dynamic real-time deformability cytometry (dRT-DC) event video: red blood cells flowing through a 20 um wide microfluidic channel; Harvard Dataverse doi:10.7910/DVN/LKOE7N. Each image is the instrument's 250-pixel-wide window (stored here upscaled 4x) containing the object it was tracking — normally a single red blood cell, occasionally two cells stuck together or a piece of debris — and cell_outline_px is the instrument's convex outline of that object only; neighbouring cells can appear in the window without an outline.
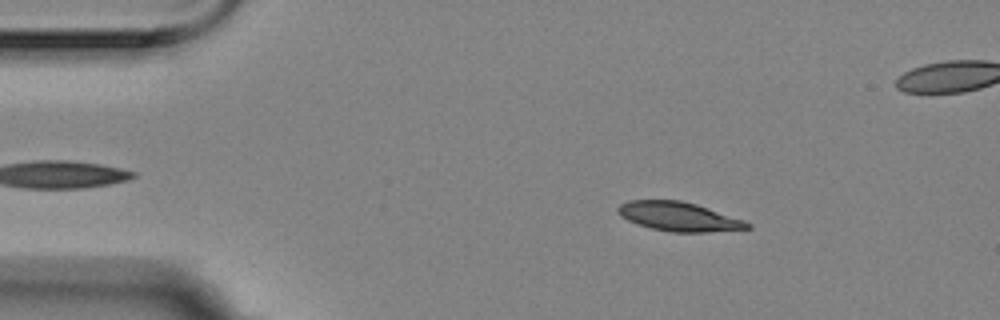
{"species": "Egyptian fruit bat (a non-hibernating species)", "species_latin": "Rousettus aegyptiacus", "temperature_condition": "room temperature", "stored_images_in_passage": 4, "camera_frame_rate_fps": 3000, "um_per_image_px": 0.085, "animal": {"sex": "female"}, "frame": {"image": 1, "passage_image": 1, "time_ms": 0.0, "image_size_px": [1000, 320], "cell_outline_px": [[752, 228], [708, 232], [672, 232], [652, 228], [636, 224], [620, 216], [616, 212], [616, 208], [620, 204], [628, 200], [680, 200], [696, 204], [744, 220], [752, 224]], "centroid_in_image_um": [57.67, 18.41], "position_along_channel_um": 27.3, "area_um2": 21.96}}